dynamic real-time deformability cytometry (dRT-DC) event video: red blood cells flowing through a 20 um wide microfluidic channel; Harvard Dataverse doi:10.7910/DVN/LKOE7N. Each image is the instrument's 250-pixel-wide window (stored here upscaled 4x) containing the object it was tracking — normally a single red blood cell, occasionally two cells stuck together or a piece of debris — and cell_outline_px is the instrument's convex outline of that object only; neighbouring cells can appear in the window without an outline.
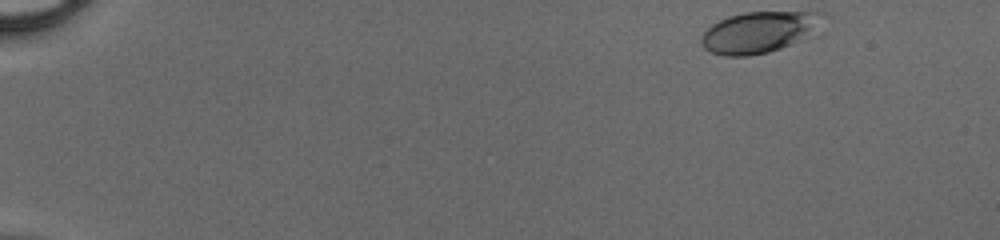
{"species": "human", "species_latin": "Homo sapiens", "temperature_condition": "cold", "stored_images_in_passage": 45, "camera_frame_rate_fps": 3000, "um_per_image_px": 0.085, "donor": {"sex": "male"}, "frame": {"image": 1, "passage_image": 1, "time_ms": 0.0, "image_size_px": [1000, 240], "cell_outline_px": [[832, 16], [820, 36], [768, 52], [748, 56], [724, 56], [712, 52], [704, 48], [700, 40], [700, 36], [712, 24], [728, 16], [744, 12], [828, 12]], "centroid_in_image_um": [64.79, 2.71], "position_along_channel_um": 20.2, "area_um2": 30.92}}
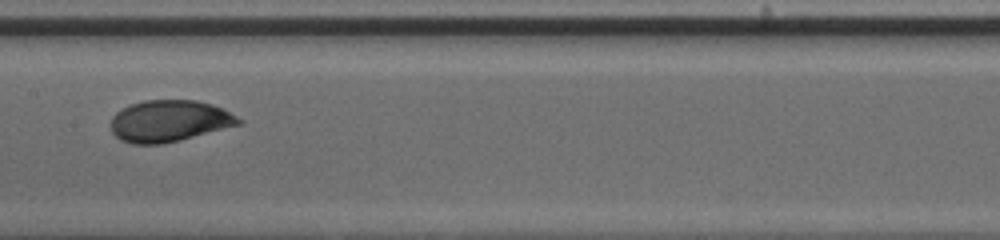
{"frame": {"image": 2, "passage_image": 23, "time_ms": 7.333, "image_size_px": [1000, 240], "cell_outline_px": [[244, 124], [180, 140], [160, 144], [132, 144], [120, 140], [112, 132], [112, 116], [116, 112], [132, 104], [144, 100], [196, 100], [212, 104], [244, 120]], "centroid_in_image_um": [14.42, 10.29], "position_along_channel_um": 193.0, "area_um2": 30.98}}
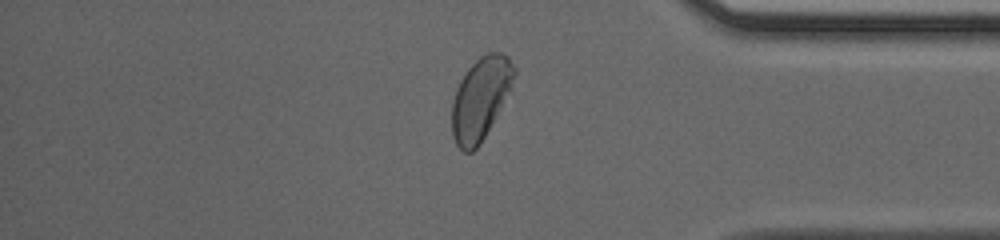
{"frame": {"image": 3, "passage_image": 38, "time_ms": 12.333, "image_size_px": [1000, 240], "cell_outline_px": [[516, 72], [508, 92], [480, 144], [472, 152], [464, 152], [456, 144], [452, 136], [452, 100], [456, 88], [460, 80], [468, 68], [480, 56], [488, 52], [500, 52], [508, 56], [516, 68]], "centroid_in_image_um": [40.82, 8.35], "position_along_channel_um": 394.4, "area_um2": 29.42}}